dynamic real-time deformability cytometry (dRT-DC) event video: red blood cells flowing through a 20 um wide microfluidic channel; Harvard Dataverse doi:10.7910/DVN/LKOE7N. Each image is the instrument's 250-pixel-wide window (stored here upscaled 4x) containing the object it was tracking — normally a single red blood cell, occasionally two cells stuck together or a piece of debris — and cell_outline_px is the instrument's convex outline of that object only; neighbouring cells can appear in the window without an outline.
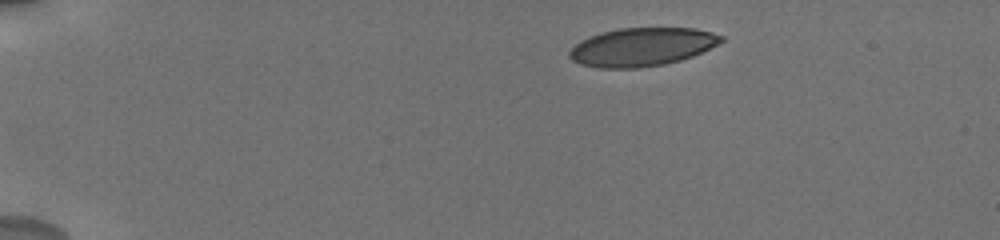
{"species": "human", "species_latin": "Homo sapiens", "temperature_condition": "cold", "stored_images_in_passage": 48, "camera_frame_rate_fps": 3000, "um_per_image_px": 0.085, "donor": {"sex": "male"}, "frame": {"image": 1, "passage_image": 1, "time_ms": 0.0, "image_size_px": [1000, 240], "cell_outline_px": [[724, 40], [692, 56], [680, 60], [664, 64], [636, 68], [596, 68], [580, 64], [572, 60], [568, 56], [568, 52], [580, 40], [588, 36], [600, 32], [620, 28], [696, 28], [712, 32], [724, 36]], "centroid_in_image_um": [54.52, 3.99], "position_along_channel_um": 30.5, "area_um2": 33.93}}
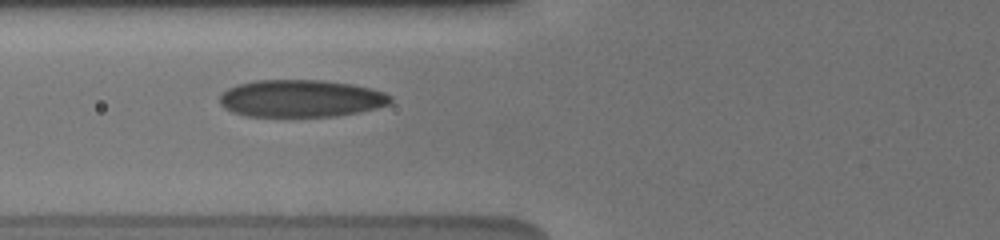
{"frame": {"image": 2, "passage_image": 14, "time_ms": 4.333, "image_size_px": [1000, 240], "cell_outline_px": [[392, 100], [388, 104], [376, 108], [360, 112], [336, 116], [248, 116], [232, 112], [224, 108], [220, 104], [220, 96], [228, 88], [236, 84], [256, 80], [324, 80], [352, 84], [372, 88], [384, 92], [392, 96]], "centroid_in_image_um": [25.59, 8.36], "position_along_channel_um": 100.2, "area_um2": 37.28}}
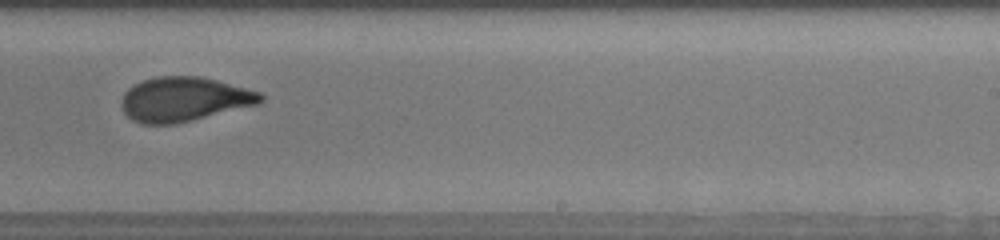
{"frame": {"image": 3, "passage_image": 29, "time_ms": 9.0, "image_size_px": [1000, 240], "cell_outline_px": [[264, 100], [260, 104], [176, 124], [140, 124], [132, 120], [124, 112], [120, 104], [120, 100], [124, 92], [128, 88], [144, 80], [156, 76], [200, 76], [216, 80], [260, 92], [264, 96]], "centroid_in_image_um": [15.64, 8.44], "position_along_channel_um": 273.4, "area_um2": 36.18}, "authors_computed_cell_mechanics": {"area_um2": 36.0383, "velocity_mm_per_s": 3.7122, "shape_relaxation_time_tau1_ms": 4.9951, "shape_relaxation_time_tau2_ms": 1.0443, "deformation_change_tau1": 0.1687, "deformation_change_tau2": 0.0647}}